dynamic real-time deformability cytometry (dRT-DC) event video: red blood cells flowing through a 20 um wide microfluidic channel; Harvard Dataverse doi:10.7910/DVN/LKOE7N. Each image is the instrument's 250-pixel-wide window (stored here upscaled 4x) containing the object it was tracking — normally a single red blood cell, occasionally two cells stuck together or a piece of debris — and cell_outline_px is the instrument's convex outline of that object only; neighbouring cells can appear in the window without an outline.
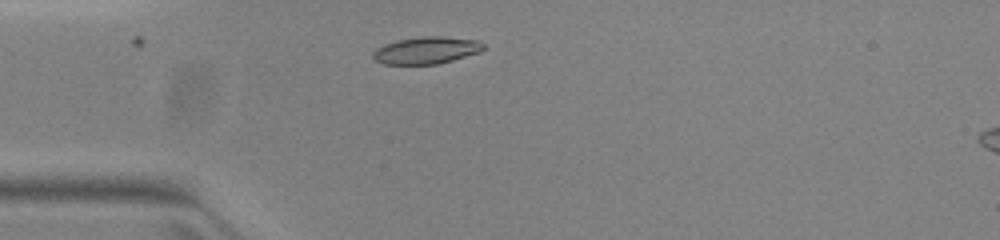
{"species": "common noctule bat (a hibernating species)", "species_latin": "Nyctalus noctula", "temperature_condition": "warm", "stored_images_in_passage": 31, "camera_frame_rate_fps": 3000, "um_per_image_px": 0.085, "animal": {"sex": "female", "body_mass_g": 23.0, "forearm_length_mm": 53.4}, "frame": {"image": 1, "passage_image": 1, "time_ms": 0.0, "image_size_px": [1000, 240], "cell_outline_px": [[484, 48], [480, 52], [452, 60], [436, 64], [384, 64], [376, 60], [372, 56], [372, 52], [376, 48], [384, 44], [396, 40], [420, 36], [444, 36], [480, 40], [484, 44]], "centroid_in_image_um": [36.24, 4.26], "position_along_channel_um": 48.8, "area_um2": 17.57}}
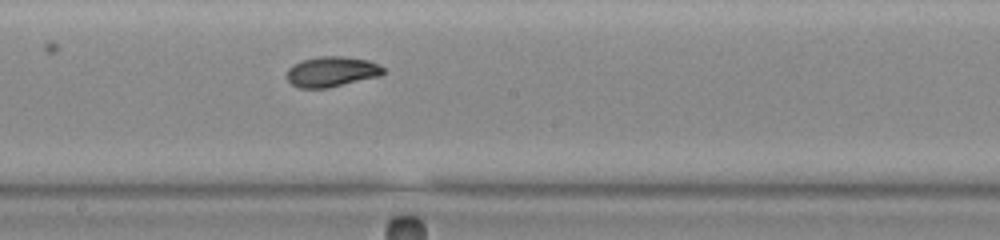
{"frame": {"image": 2, "passage_image": 15, "time_ms": 4.667, "image_size_px": [1000, 240], "cell_outline_px": [[384, 72], [380, 76], [328, 88], [300, 88], [292, 84], [288, 80], [288, 68], [292, 64], [300, 60], [320, 56], [344, 56], [368, 60], [380, 64], [384, 68]], "centroid_in_image_um": [28.2, 6.08], "position_along_channel_um": 220.0, "area_um2": 17.17}}
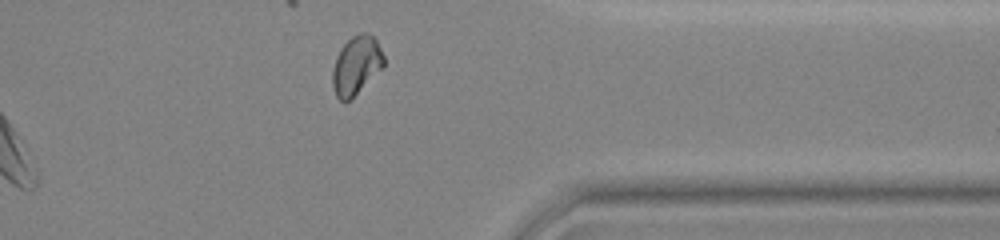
{"frame": {"image": 3, "passage_image": 28, "time_ms": 9.0, "image_size_px": [1000, 240], "cell_outline_px": [[384, 64], [352, 100], [340, 100], [336, 96], [332, 88], [332, 68], [336, 56], [340, 48], [352, 36], [360, 32], [368, 32], [376, 40], [384, 56]], "centroid_in_image_um": [30.25, 5.56], "position_along_channel_um": 381.2, "area_um2": 17.51}, "authors_computed_cell_mechanics": {"area_um2": 17.1666, "velocity_mm_per_s": 3.9586, "shape_relaxation_time_tau1_ms": 6.7478, "shape_relaxation_time_tau2_ms": 1.8559, "deformation_change_tau1": 0.2044, "deformation_change_tau2": 0.0531}}